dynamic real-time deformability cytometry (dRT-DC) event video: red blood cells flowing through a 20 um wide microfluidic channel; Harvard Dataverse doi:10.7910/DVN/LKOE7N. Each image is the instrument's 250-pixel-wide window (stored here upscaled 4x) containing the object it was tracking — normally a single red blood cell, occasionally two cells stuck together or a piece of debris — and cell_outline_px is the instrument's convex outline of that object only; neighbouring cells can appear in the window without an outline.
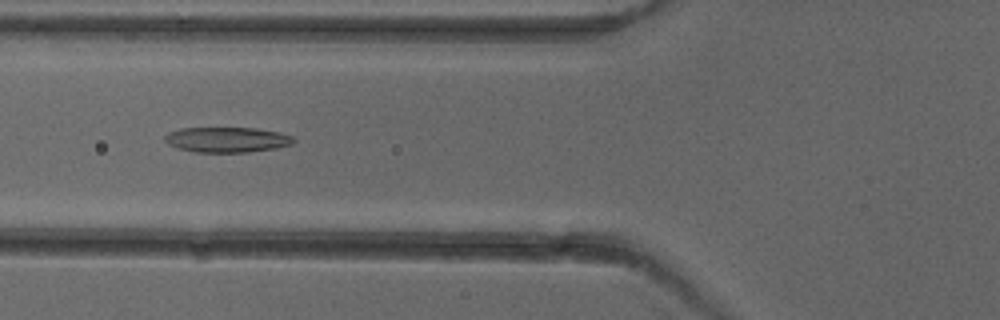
{"species": "common noctule bat (a hibernating species)", "species_latin": "Nyctalus noctula", "temperature_condition": "cold", "stored_images_in_passage": 7, "camera_frame_rate_fps": 3000, "um_per_image_px": 0.085, "animal": {"sex": "female"}, "frame": {"image": 1, "passage_image": 5, "time_ms": 5.333, "image_size_px": [1000, 320], "cell_outline_px": [[296, 140], [292, 144], [276, 148], [248, 152], [196, 152], [180, 148], [168, 144], [164, 140], [164, 136], [168, 132], [180, 128], [256, 128], [280, 132], [292, 136]], "centroid_in_image_um": [19.31, 11.86], "position_along_channel_um": 106.5, "area_um2": 18.96}}
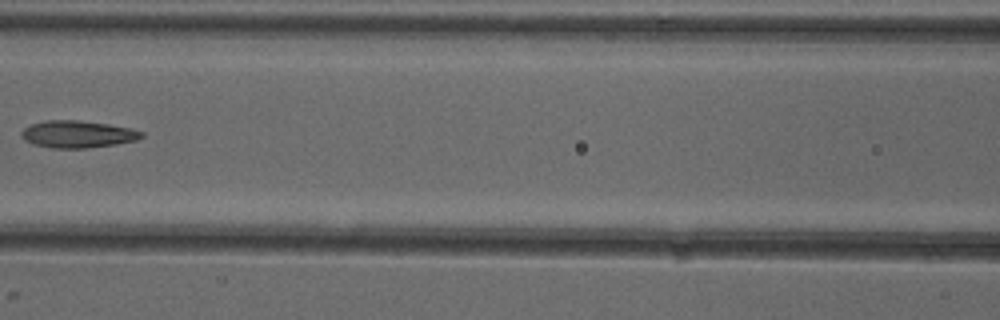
{"frame": {"image": 2, "passage_image": 6, "time_ms": 6.667, "image_size_px": [1000, 320], "cell_outline_px": [[144, 136], [136, 140], [116, 144], [88, 148], [52, 148], [32, 144], [24, 140], [20, 136], [20, 132], [24, 128], [32, 124], [44, 120], [76, 120], [108, 124], [128, 128], [144, 132]], "centroid_in_image_um": [6.56, 11.41], "position_along_channel_um": 160.0, "area_um2": 19.02}}
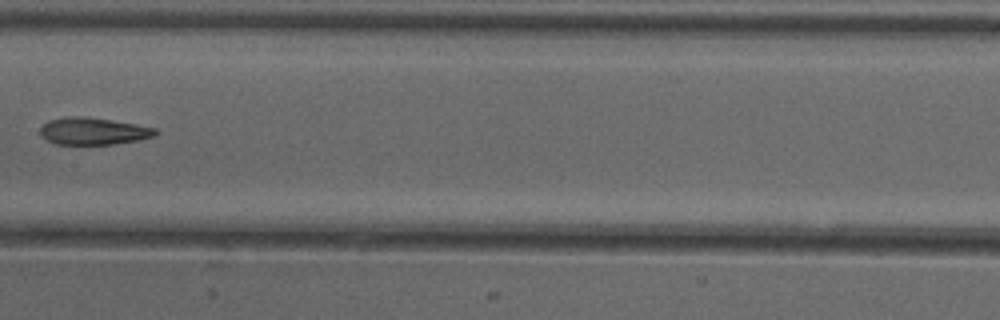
{"frame": {"image": 3, "passage_image": 7, "time_ms": 7.667, "image_size_px": [1000, 320], "cell_outline_px": [[156, 132], [152, 136], [136, 140], [112, 144], [56, 144], [48, 140], [40, 132], [40, 128], [48, 120], [64, 116], [84, 116], [112, 120], [136, 124], [156, 128]], "centroid_in_image_um": [7.89, 11.13], "position_along_channel_um": 199.5, "area_um2": 17.98}}